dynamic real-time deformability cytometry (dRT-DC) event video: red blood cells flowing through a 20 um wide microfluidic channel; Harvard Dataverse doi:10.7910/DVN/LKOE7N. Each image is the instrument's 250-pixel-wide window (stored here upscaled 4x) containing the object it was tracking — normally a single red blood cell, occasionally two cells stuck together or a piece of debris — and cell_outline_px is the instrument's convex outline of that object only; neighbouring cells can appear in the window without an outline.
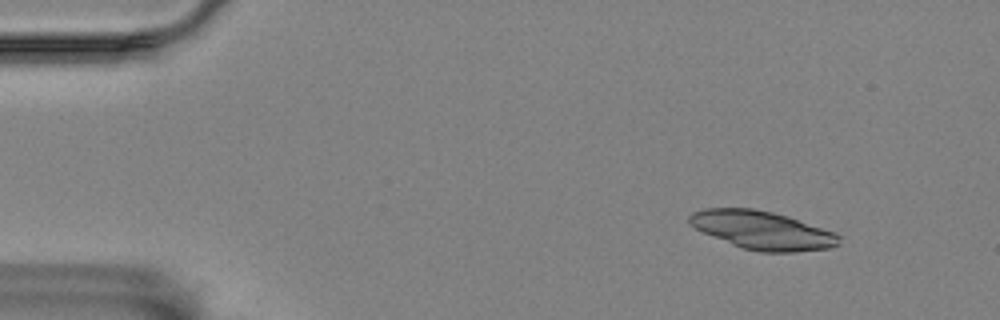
{"species": "Egyptian fruit bat (a non-hibernating species)", "species_latin": "Rousettus aegyptiacus", "temperature_condition": "room temperature", "stored_images_in_passage": 5, "camera_frame_rate_fps": 3000, "um_per_image_px": 0.085, "animal": {"sex": "female"}, "frame": {"image": 1, "passage_image": 2, "time_ms": 1.0, "image_size_px": [1000, 320], "cell_outline_px": [[840, 244], [828, 248], [796, 252], [760, 252], [744, 248], [732, 244], [704, 232], [688, 224], [688, 216], [692, 212], [704, 208], [752, 208], [772, 212], [788, 216], [836, 232], [840, 236]], "centroid_in_image_um": [64.81, 19.56], "position_along_channel_um": 20.2, "area_um2": 33.35}}